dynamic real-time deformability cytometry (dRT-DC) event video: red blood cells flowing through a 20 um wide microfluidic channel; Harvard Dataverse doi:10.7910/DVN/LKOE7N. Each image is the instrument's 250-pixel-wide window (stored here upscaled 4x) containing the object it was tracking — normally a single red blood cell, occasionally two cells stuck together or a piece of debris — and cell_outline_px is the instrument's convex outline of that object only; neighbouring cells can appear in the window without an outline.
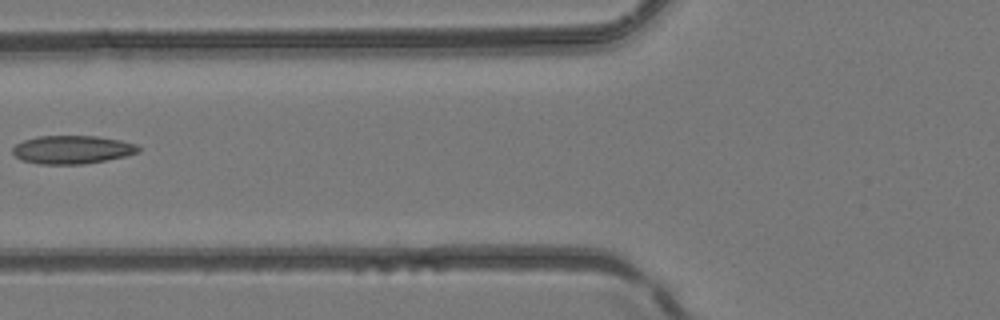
{"species": "common noctule bat (a hibernating species)", "species_latin": "Nyctalus noctula", "temperature_condition": "room temperature", "stored_images_in_passage": 5, "camera_frame_rate_fps": 3000, "um_per_image_px": 0.085, "animal": {"sex": "female", "body_mass_g": 24.6, "forearm_length_mm": 56.2}, "frame": {"image": 1, "passage_image": 5, "time_ms": 1.333, "image_size_px": [1000, 320], "cell_outline_px": [[140, 152], [124, 156], [84, 164], [36, 164], [20, 160], [12, 152], [12, 148], [16, 144], [24, 140], [36, 136], [96, 136], [120, 140], [136, 144], [140, 148]], "centroid_in_image_um": [6.1, 12.72], "position_along_channel_um": 119.7, "area_um2": 20.75}}